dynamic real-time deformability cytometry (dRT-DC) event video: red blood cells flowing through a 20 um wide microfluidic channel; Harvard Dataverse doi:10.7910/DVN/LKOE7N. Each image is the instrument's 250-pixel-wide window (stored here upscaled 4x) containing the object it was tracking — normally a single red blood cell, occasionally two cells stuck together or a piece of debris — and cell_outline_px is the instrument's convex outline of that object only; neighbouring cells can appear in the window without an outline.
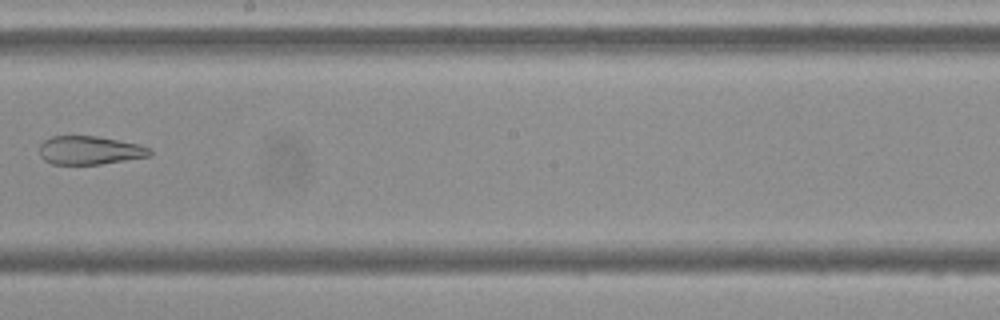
{"species": "Egyptian fruit bat (a non-hibernating species)", "species_latin": "Rousettus aegyptiacus", "temperature_condition": "cold", "stored_images_in_passage": 6, "camera_frame_rate_fps": 3000, "um_per_image_px": 0.085, "frame": {"image": 1, "passage_image": 6, "time_ms": 6.0, "image_size_px": [1000, 320], "cell_outline_px": [[152, 152], [148, 156], [100, 164], [52, 164], [44, 160], [40, 156], [40, 144], [44, 140], [52, 136], [96, 136], [140, 144], [152, 148]], "centroid_in_image_um": [7.62, 12.77], "position_along_channel_um": 240.6, "area_um2": 18.26}}